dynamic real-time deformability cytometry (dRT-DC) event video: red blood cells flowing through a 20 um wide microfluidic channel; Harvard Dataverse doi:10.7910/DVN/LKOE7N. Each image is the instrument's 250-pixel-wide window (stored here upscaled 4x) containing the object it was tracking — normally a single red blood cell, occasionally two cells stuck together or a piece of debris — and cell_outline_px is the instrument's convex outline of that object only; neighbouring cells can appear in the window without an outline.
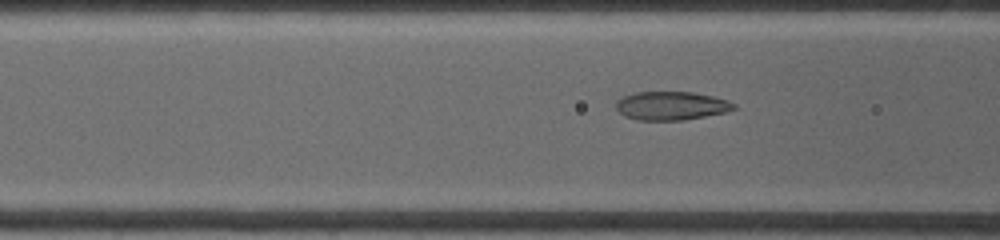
{"species": "common noctule bat (a hibernating species)", "species_latin": "Nyctalus noctula", "temperature_condition": "warm", "stored_images_in_passage": 42, "camera_frame_rate_fps": 4500, "um_per_image_px": 0.085, "animal": {"sex": "female", "body_mass_g": 19.0, "forearm_length_mm": 53.3}, "frame": {"image": 1, "passage_image": 11, "time_ms": 3.111, "image_size_px": [1000, 240], "cell_outline_px": [[736, 108], [724, 112], [684, 120], [636, 120], [624, 116], [616, 108], [616, 100], [624, 96], [636, 92], [692, 92], [712, 96], [728, 100], [736, 104]], "centroid_in_image_um": [57.04, 8.99], "position_along_channel_um": 109.6, "area_um2": 19.54}}
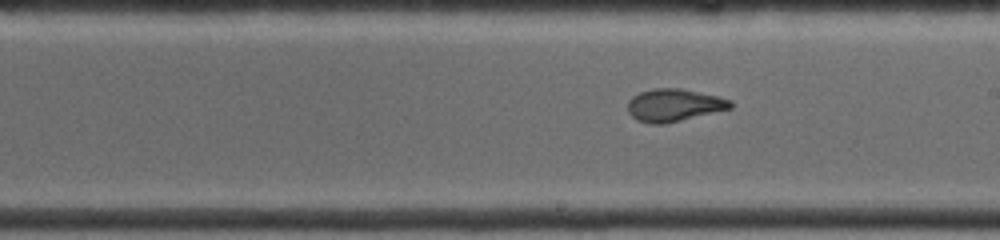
{"frame": {"image": 2, "passage_image": 24, "time_ms": 6.222, "image_size_px": [1000, 240], "cell_outline_px": [[732, 108], [664, 124], [652, 124], [636, 120], [628, 112], [628, 100], [632, 96], [640, 92], [656, 88], [680, 88], [720, 96], [732, 100]], "centroid_in_image_um": [57.29, 8.93], "position_along_channel_um": 231.7, "area_um2": 19.54}}
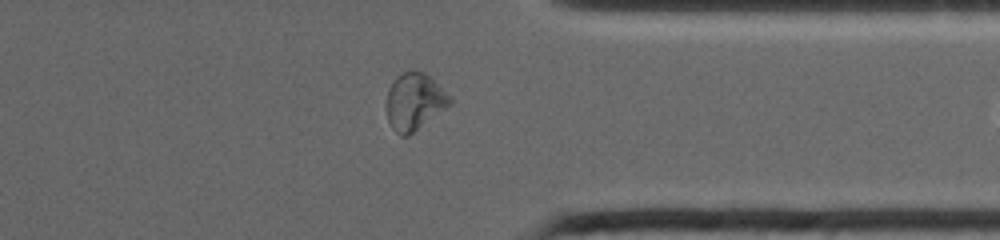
{"frame": {"image": 3, "passage_image": 40, "time_ms": 10.0, "image_size_px": [1000, 240], "cell_outline_px": [[452, 104], [408, 136], [400, 136], [392, 128], [388, 120], [384, 104], [388, 88], [392, 80], [400, 72], [412, 68], [424, 72], [452, 100]], "centroid_in_image_um": [35.15, 8.62], "position_along_channel_um": 376.2, "area_um2": 21.33}}